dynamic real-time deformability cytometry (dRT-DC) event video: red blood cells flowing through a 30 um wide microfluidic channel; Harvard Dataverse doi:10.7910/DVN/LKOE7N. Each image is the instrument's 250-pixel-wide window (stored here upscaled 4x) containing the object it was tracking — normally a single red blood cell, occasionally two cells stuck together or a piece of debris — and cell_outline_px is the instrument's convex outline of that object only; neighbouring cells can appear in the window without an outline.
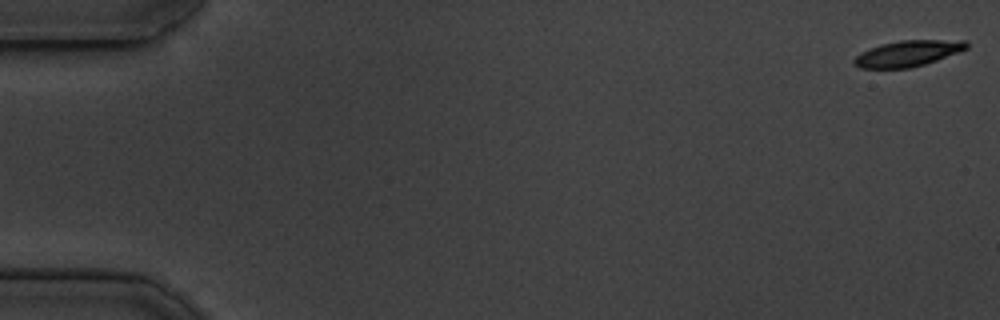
{"species": "common noctule bat (a hibernating species)", "species_latin": "Nyctalus noctula", "temperature_condition": "cold", "stored_images_in_passage": 54, "camera_frame_rate_fps": 3000, "um_per_image_px": 0.085, "animal": {"sex": "male", "body_mass_g": 19.5, "forearm_length_mm": 54.6}, "frame": {"image": 1, "passage_image": 1, "time_ms": 0.0, "image_size_px": [1000, 320], "cell_outline_px": [[968, 48], [936, 60], [924, 64], [908, 68], [860, 68], [852, 64], [852, 60], [860, 52], [884, 44], [900, 40], [964, 40], [968, 44]], "centroid_in_image_um": [77.13, 4.55], "position_along_channel_um": 7.9, "area_um2": 16.76}}
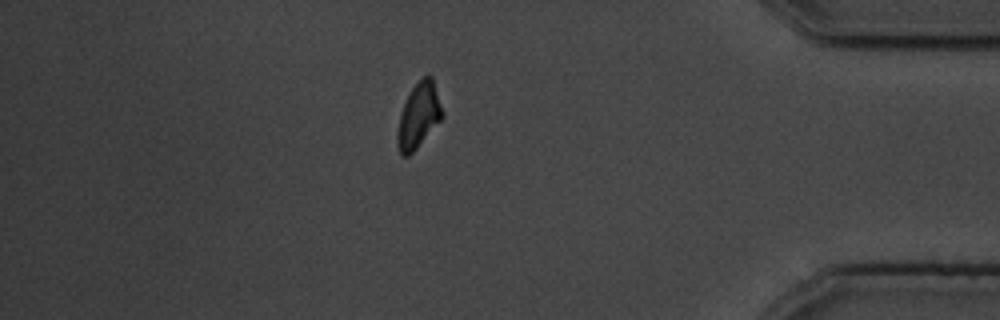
{"frame": {"image": 2, "passage_image": 47, "time_ms": 15.333, "image_size_px": [1000, 320], "cell_outline_px": [[444, 116], [416, 148], [408, 156], [400, 156], [396, 144], [396, 136], [400, 116], [404, 104], [412, 88], [428, 72], [432, 76]], "centroid_in_image_um": [35.57, 9.84], "position_along_channel_um": 399.6, "area_um2": 16.76}}
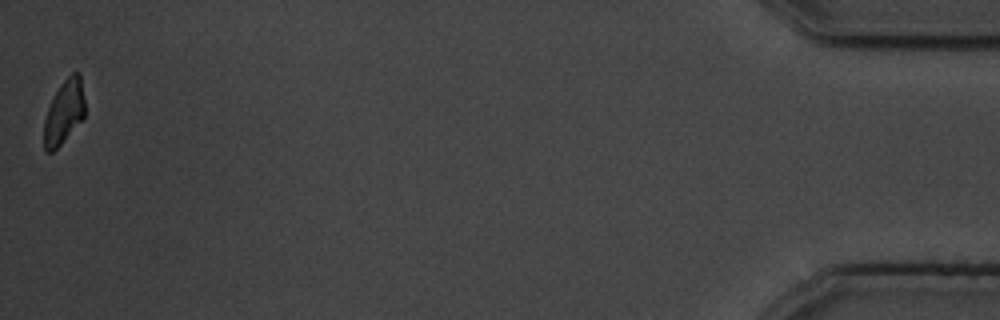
{"frame": {"image": 3, "passage_image": 54, "time_ms": 17.667, "image_size_px": [1000, 320], "cell_outline_px": [[84, 116], [60, 144], [52, 152], [44, 152], [44, 120], [48, 108], [60, 84], [72, 72], [80, 72], [84, 100]], "centroid_in_image_um": [5.43, 9.5], "position_along_channel_um": 429.8, "area_um2": 14.85}, "authors_computed_cell_mechanics": {"area_um2": 17.5423, "velocity_mm_per_s": 3.7392, "shape_relaxation_time_tau1_ms": 1.739, "shape_relaxation_time_tau2_ms": null, "deformation_change_tau1": 0.1381, "deformation_change_tau2": null}}